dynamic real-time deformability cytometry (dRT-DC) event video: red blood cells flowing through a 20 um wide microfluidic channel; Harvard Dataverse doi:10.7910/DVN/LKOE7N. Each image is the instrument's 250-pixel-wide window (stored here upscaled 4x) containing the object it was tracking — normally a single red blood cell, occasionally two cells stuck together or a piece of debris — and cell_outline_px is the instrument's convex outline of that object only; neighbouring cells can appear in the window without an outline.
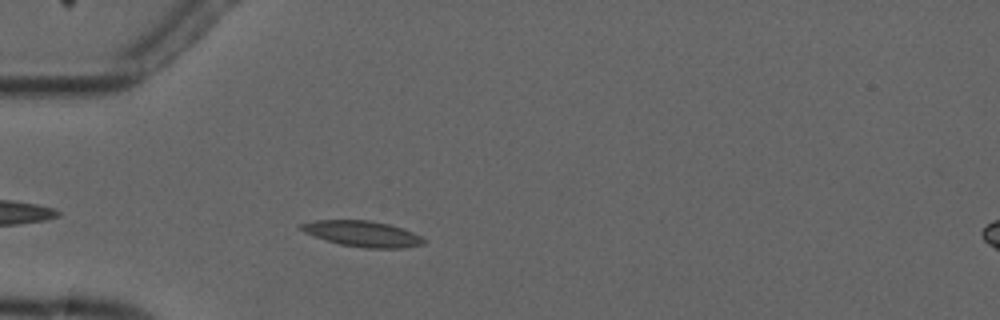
{"species": "common noctule bat (a hibernating species)", "species_latin": "Nyctalus noctula", "temperature_condition": "cold", "stored_images_in_passage": 4, "camera_frame_rate_fps": 3000, "um_per_image_px": 0.085, "animal": {"sex": "male", "forearm_length_mm": 52.5}, "frame": {"image": 1, "passage_image": 4, "time_ms": 3.333, "image_size_px": [1000, 320], "cell_outline_px": [[428, 240], [424, 244], [404, 248], [364, 248], [340, 244], [304, 232], [300, 228], [300, 224], [316, 220], [368, 220], [388, 224], [412, 232]], "centroid_in_image_um": [30.85, 19.87], "position_along_channel_um": 54.1, "area_um2": 18.21}}